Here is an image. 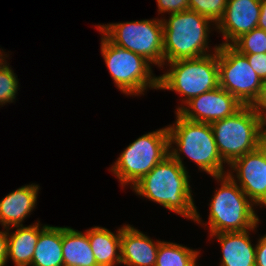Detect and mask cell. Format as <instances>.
Wrapping results in <instances>:
<instances>
[{"label": "cell", "instance_id": "cell-24", "mask_svg": "<svg viewBox=\"0 0 266 266\" xmlns=\"http://www.w3.org/2000/svg\"><path fill=\"white\" fill-rule=\"evenodd\" d=\"M228 0H189V10L211 19L217 24L223 17Z\"/></svg>", "mask_w": 266, "mask_h": 266}, {"label": "cell", "instance_id": "cell-27", "mask_svg": "<svg viewBox=\"0 0 266 266\" xmlns=\"http://www.w3.org/2000/svg\"><path fill=\"white\" fill-rule=\"evenodd\" d=\"M256 74L266 81V53L245 55Z\"/></svg>", "mask_w": 266, "mask_h": 266}, {"label": "cell", "instance_id": "cell-9", "mask_svg": "<svg viewBox=\"0 0 266 266\" xmlns=\"http://www.w3.org/2000/svg\"><path fill=\"white\" fill-rule=\"evenodd\" d=\"M113 44L143 56L158 67H164L163 23L158 19H144L96 25Z\"/></svg>", "mask_w": 266, "mask_h": 266}, {"label": "cell", "instance_id": "cell-32", "mask_svg": "<svg viewBox=\"0 0 266 266\" xmlns=\"http://www.w3.org/2000/svg\"><path fill=\"white\" fill-rule=\"evenodd\" d=\"M259 148L265 153V157H266V138L261 142Z\"/></svg>", "mask_w": 266, "mask_h": 266}, {"label": "cell", "instance_id": "cell-10", "mask_svg": "<svg viewBox=\"0 0 266 266\" xmlns=\"http://www.w3.org/2000/svg\"><path fill=\"white\" fill-rule=\"evenodd\" d=\"M219 87L232 94L243 106L258 97L264 81L256 74L247 57L231 45L219 44L217 50Z\"/></svg>", "mask_w": 266, "mask_h": 266}, {"label": "cell", "instance_id": "cell-21", "mask_svg": "<svg viewBox=\"0 0 266 266\" xmlns=\"http://www.w3.org/2000/svg\"><path fill=\"white\" fill-rule=\"evenodd\" d=\"M199 254L197 249L193 250L179 243L161 241L155 266H197Z\"/></svg>", "mask_w": 266, "mask_h": 266}, {"label": "cell", "instance_id": "cell-7", "mask_svg": "<svg viewBox=\"0 0 266 266\" xmlns=\"http://www.w3.org/2000/svg\"><path fill=\"white\" fill-rule=\"evenodd\" d=\"M169 155L168 127L149 132L130 143L109 169L121 187L131 189Z\"/></svg>", "mask_w": 266, "mask_h": 266}, {"label": "cell", "instance_id": "cell-13", "mask_svg": "<svg viewBox=\"0 0 266 266\" xmlns=\"http://www.w3.org/2000/svg\"><path fill=\"white\" fill-rule=\"evenodd\" d=\"M262 0H228L224 15L213 28L221 33L223 45H231L242 34L257 27Z\"/></svg>", "mask_w": 266, "mask_h": 266}, {"label": "cell", "instance_id": "cell-14", "mask_svg": "<svg viewBox=\"0 0 266 266\" xmlns=\"http://www.w3.org/2000/svg\"><path fill=\"white\" fill-rule=\"evenodd\" d=\"M161 240L154 242L130 224L121 230V264L126 266H155Z\"/></svg>", "mask_w": 266, "mask_h": 266}, {"label": "cell", "instance_id": "cell-4", "mask_svg": "<svg viewBox=\"0 0 266 266\" xmlns=\"http://www.w3.org/2000/svg\"><path fill=\"white\" fill-rule=\"evenodd\" d=\"M164 17L163 50L164 64L179 59L198 58L208 54L211 25L216 26L206 16L192 10H185Z\"/></svg>", "mask_w": 266, "mask_h": 266}, {"label": "cell", "instance_id": "cell-2", "mask_svg": "<svg viewBox=\"0 0 266 266\" xmlns=\"http://www.w3.org/2000/svg\"><path fill=\"white\" fill-rule=\"evenodd\" d=\"M175 114V122L167 126L169 154L184 169L186 167L180 156L182 153L197 164L199 170L210 176L226 175L227 170H224L226 163L218 153L211 124L189 121L177 112Z\"/></svg>", "mask_w": 266, "mask_h": 266}, {"label": "cell", "instance_id": "cell-18", "mask_svg": "<svg viewBox=\"0 0 266 266\" xmlns=\"http://www.w3.org/2000/svg\"><path fill=\"white\" fill-rule=\"evenodd\" d=\"M121 228L116 234L105 227L94 226L85 232L95 256L97 266H116L121 264Z\"/></svg>", "mask_w": 266, "mask_h": 266}, {"label": "cell", "instance_id": "cell-15", "mask_svg": "<svg viewBox=\"0 0 266 266\" xmlns=\"http://www.w3.org/2000/svg\"><path fill=\"white\" fill-rule=\"evenodd\" d=\"M258 226L259 224L245 231L222 232L209 235L210 238H217L221 245L222 259L219 264L220 266H255L256 245L252 244L249 235Z\"/></svg>", "mask_w": 266, "mask_h": 266}, {"label": "cell", "instance_id": "cell-26", "mask_svg": "<svg viewBox=\"0 0 266 266\" xmlns=\"http://www.w3.org/2000/svg\"><path fill=\"white\" fill-rule=\"evenodd\" d=\"M250 106L259 120L266 125V81H264L258 97Z\"/></svg>", "mask_w": 266, "mask_h": 266}, {"label": "cell", "instance_id": "cell-23", "mask_svg": "<svg viewBox=\"0 0 266 266\" xmlns=\"http://www.w3.org/2000/svg\"><path fill=\"white\" fill-rule=\"evenodd\" d=\"M19 81L7 60L0 65V105L13 103L19 89Z\"/></svg>", "mask_w": 266, "mask_h": 266}, {"label": "cell", "instance_id": "cell-22", "mask_svg": "<svg viewBox=\"0 0 266 266\" xmlns=\"http://www.w3.org/2000/svg\"><path fill=\"white\" fill-rule=\"evenodd\" d=\"M231 46L243 55L266 53V31L256 27L242 34Z\"/></svg>", "mask_w": 266, "mask_h": 266}, {"label": "cell", "instance_id": "cell-29", "mask_svg": "<svg viewBox=\"0 0 266 266\" xmlns=\"http://www.w3.org/2000/svg\"><path fill=\"white\" fill-rule=\"evenodd\" d=\"M7 248H8V234L7 228L0 231V266H5L7 263Z\"/></svg>", "mask_w": 266, "mask_h": 266}, {"label": "cell", "instance_id": "cell-28", "mask_svg": "<svg viewBox=\"0 0 266 266\" xmlns=\"http://www.w3.org/2000/svg\"><path fill=\"white\" fill-rule=\"evenodd\" d=\"M255 266H266V234L256 242Z\"/></svg>", "mask_w": 266, "mask_h": 266}, {"label": "cell", "instance_id": "cell-8", "mask_svg": "<svg viewBox=\"0 0 266 266\" xmlns=\"http://www.w3.org/2000/svg\"><path fill=\"white\" fill-rule=\"evenodd\" d=\"M101 33V54L107 69L123 94L144 95L148 88L158 90V76H154L152 64L143 56L113 44Z\"/></svg>", "mask_w": 266, "mask_h": 266}, {"label": "cell", "instance_id": "cell-19", "mask_svg": "<svg viewBox=\"0 0 266 266\" xmlns=\"http://www.w3.org/2000/svg\"><path fill=\"white\" fill-rule=\"evenodd\" d=\"M64 266H97L88 234L71 227H62Z\"/></svg>", "mask_w": 266, "mask_h": 266}, {"label": "cell", "instance_id": "cell-3", "mask_svg": "<svg viewBox=\"0 0 266 266\" xmlns=\"http://www.w3.org/2000/svg\"><path fill=\"white\" fill-rule=\"evenodd\" d=\"M221 185L210 200L208 222L204 223L196 208L194 222L209 227V234L245 231L254 228L259 217L256 206L243 190L226 174L213 177Z\"/></svg>", "mask_w": 266, "mask_h": 266}, {"label": "cell", "instance_id": "cell-25", "mask_svg": "<svg viewBox=\"0 0 266 266\" xmlns=\"http://www.w3.org/2000/svg\"><path fill=\"white\" fill-rule=\"evenodd\" d=\"M158 6V14L168 13L175 14L185 10H189V0H156Z\"/></svg>", "mask_w": 266, "mask_h": 266}, {"label": "cell", "instance_id": "cell-5", "mask_svg": "<svg viewBox=\"0 0 266 266\" xmlns=\"http://www.w3.org/2000/svg\"><path fill=\"white\" fill-rule=\"evenodd\" d=\"M219 45L212 48L213 53L189 59H179L168 62L167 72L158 76V89L171 90L184 96L177 112L193 97L219 87V69L217 50Z\"/></svg>", "mask_w": 266, "mask_h": 266}, {"label": "cell", "instance_id": "cell-17", "mask_svg": "<svg viewBox=\"0 0 266 266\" xmlns=\"http://www.w3.org/2000/svg\"><path fill=\"white\" fill-rule=\"evenodd\" d=\"M46 226V224L42 226L38 221L29 226L21 225L7 228V262L11 259L15 266H30L40 232ZM11 229H15V231H9Z\"/></svg>", "mask_w": 266, "mask_h": 266}, {"label": "cell", "instance_id": "cell-31", "mask_svg": "<svg viewBox=\"0 0 266 266\" xmlns=\"http://www.w3.org/2000/svg\"><path fill=\"white\" fill-rule=\"evenodd\" d=\"M6 57L8 58V55L5 54V52H1V49H0V65H2L5 61H6Z\"/></svg>", "mask_w": 266, "mask_h": 266}, {"label": "cell", "instance_id": "cell-12", "mask_svg": "<svg viewBox=\"0 0 266 266\" xmlns=\"http://www.w3.org/2000/svg\"><path fill=\"white\" fill-rule=\"evenodd\" d=\"M243 105L221 87L193 97L177 113L186 120L211 124L234 115Z\"/></svg>", "mask_w": 266, "mask_h": 266}, {"label": "cell", "instance_id": "cell-11", "mask_svg": "<svg viewBox=\"0 0 266 266\" xmlns=\"http://www.w3.org/2000/svg\"><path fill=\"white\" fill-rule=\"evenodd\" d=\"M228 167L230 169H227V175L243 190L246 196L256 206L266 207L265 153L257 148L236 158Z\"/></svg>", "mask_w": 266, "mask_h": 266}, {"label": "cell", "instance_id": "cell-16", "mask_svg": "<svg viewBox=\"0 0 266 266\" xmlns=\"http://www.w3.org/2000/svg\"><path fill=\"white\" fill-rule=\"evenodd\" d=\"M40 186L27 184L17 188L0 200V224L4 228L21 226L36 208Z\"/></svg>", "mask_w": 266, "mask_h": 266}, {"label": "cell", "instance_id": "cell-20", "mask_svg": "<svg viewBox=\"0 0 266 266\" xmlns=\"http://www.w3.org/2000/svg\"><path fill=\"white\" fill-rule=\"evenodd\" d=\"M30 266H64L62 227L47 225L40 232Z\"/></svg>", "mask_w": 266, "mask_h": 266}, {"label": "cell", "instance_id": "cell-1", "mask_svg": "<svg viewBox=\"0 0 266 266\" xmlns=\"http://www.w3.org/2000/svg\"><path fill=\"white\" fill-rule=\"evenodd\" d=\"M189 178L187 169L169 154L134 185L132 191L194 221L197 207Z\"/></svg>", "mask_w": 266, "mask_h": 266}, {"label": "cell", "instance_id": "cell-6", "mask_svg": "<svg viewBox=\"0 0 266 266\" xmlns=\"http://www.w3.org/2000/svg\"><path fill=\"white\" fill-rule=\"evenodd\" d=\"M218 153L229 165L233 160L260 147L265 137V125L251 106H243L230 117L211 123Z\"/></svg>", "mask_w": 266, "mask_h": 266}, {"label": "cell", "instance_id": "cell-30", "mask_svg": "<svg viewBox=\"0 0 266 266\" xmlns=\"http://www.w3.org/2000/svg\"><path fill=\"white\" fill-rule=\"evenodd\" d=\"M257 27H259L262 30L266 31V0H262L261 1L260 16H259V19H258Z\"/></svg>", "mask_w": 266, "mask_h": 266}]
</instances>
